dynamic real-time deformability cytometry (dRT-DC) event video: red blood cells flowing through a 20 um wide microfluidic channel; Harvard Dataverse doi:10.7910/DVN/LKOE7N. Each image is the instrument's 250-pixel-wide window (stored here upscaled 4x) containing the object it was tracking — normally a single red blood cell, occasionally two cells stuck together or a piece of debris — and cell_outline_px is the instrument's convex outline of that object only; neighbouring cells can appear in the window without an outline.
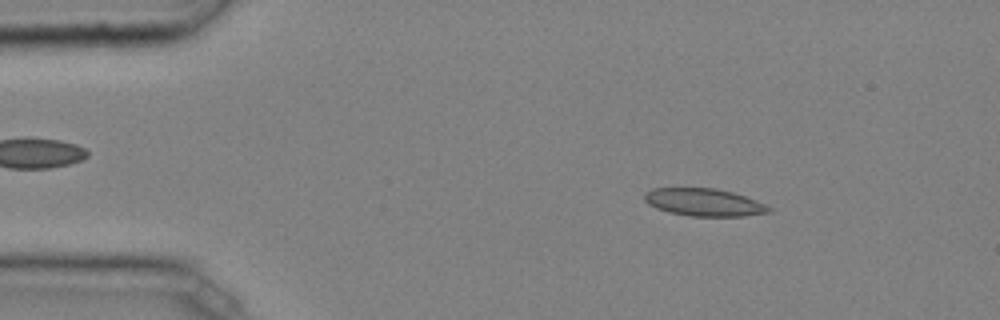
{"species": "common noctule bat (a hibernating species)", "species_latin": "Nyctalus noctula", "temperature_condition": "cold", "stored_images_in_passage": 13, "camera_frame_rate_fps": 3000, "um_per_image_px": 0.085, "animal": {"sex": "male", "body_mass_g": 20.4}, "frame": {"image": 1, "passage_image": 6, "time_ms": 1.667, "image_size_px": [1000, 320], "cell_outline_px": [[772, 212], [744, 216], [692, 216], [668, 212], [656, 208], [648, 204], [644, 200], [644, 192], [652, 188], [716, 188], [732, 192], [756, 200], [772, 208]], "centroid_in_image_um": [59.82, 17.19], "position_along_channel_um": 25.2, "area_um2": 20.06}}